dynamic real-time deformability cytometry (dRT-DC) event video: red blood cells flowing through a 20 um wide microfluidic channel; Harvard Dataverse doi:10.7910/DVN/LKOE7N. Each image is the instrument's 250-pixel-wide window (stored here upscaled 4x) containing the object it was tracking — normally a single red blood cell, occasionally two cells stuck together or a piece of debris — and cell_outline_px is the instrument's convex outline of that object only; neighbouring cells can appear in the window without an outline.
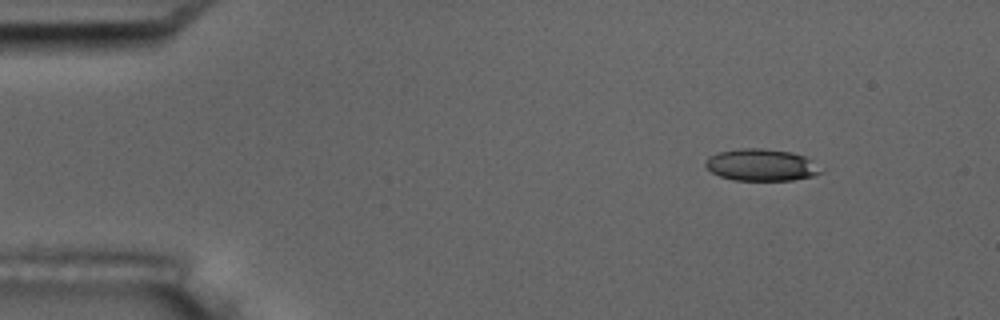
{"species": "common noctule bat (a hibernating species)", "species_latin": "Nyctalus noctula", "temperature_condition": "room temperature", "stored_images_in_passage": 4, "camera_frame_rate_fps": 3000, "um_per_image_px": 0.085, "animal": {"sex": "male", "body_mass_g": 17.5, "forearm_length_mm": 52.3}, "frame": {"image": 1, "passage_image": 1, "time_ms": 0.0, "image_size_px": [1000, 320], "cell_outline_px": [[824, 172], [812, 176], [792, 180], [732, 180], [720, 176], [712, 172], [704, 164], [712, 156], [720, 152], [736, 148], [760, 148], [792, 152], [804, 156]], "centroid_in_image_um": [64.71, 14.02], "position_along_channel_um": 20.3, "area_um2": 21.15}}
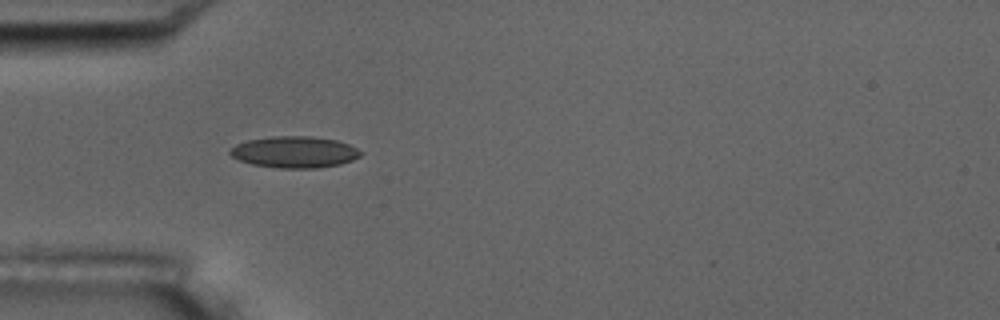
{"frame": {"image": 2, "passage_image": 3, "time_ms": 3.333, "image_size_px": [1000, 320], "cell_outline_px": [[364, 152], [360, 156], [352, 160], [340, 164], [316, 168], [280, 168], [252, 164], [240, 160], [232, 156], [228, 152], [236, 144], [248, 140], [272, 136], [312, 136], [336, 140], [348, 144]], "centroid_in_image_um": [25.05, 12.92], "position_along_channel_um": 60.0, "area_um2": 23.87}}